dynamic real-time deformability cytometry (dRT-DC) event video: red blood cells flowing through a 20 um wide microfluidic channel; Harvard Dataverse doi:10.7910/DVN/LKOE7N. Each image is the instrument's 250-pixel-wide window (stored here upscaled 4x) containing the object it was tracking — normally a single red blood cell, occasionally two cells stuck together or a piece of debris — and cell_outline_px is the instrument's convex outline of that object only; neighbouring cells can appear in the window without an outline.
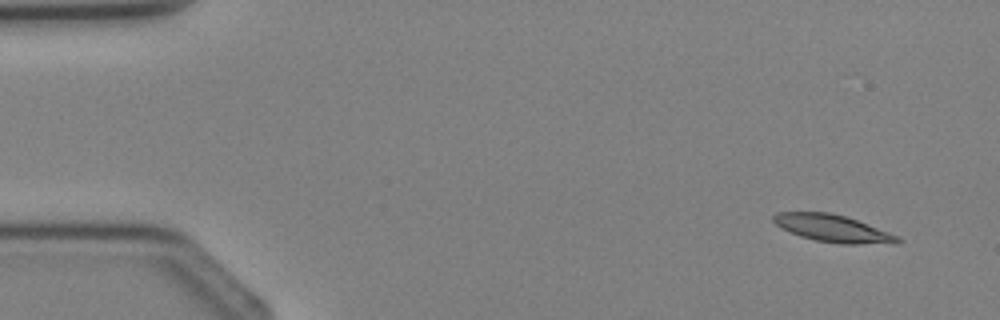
{"species": "Egyptian fruit bat (a non-hibernating species)", "species_latin": "Rousettus aegyptiacus", "temperature_condition": "cold", "stored_images_in_passage": 3, "camera_frame_rate_fps": 3000, "um_per_image_px": 0.085, "animal": {"sex": "female"}, "frame": {"image": 1, "passage_image": 1, "time_ms": 0.0, "image_size_px": [1000, 320], "cell_outline_px": [[904, 240], [896, 244], [840, 244], [816, 240], [800, 236], [776, 224], [772, 220], [772, 216], [776, 212], [828, 212], [844, 216], [856, 220], [896, 236]], "centroid_in_image_um": [70.78, 19.42], "position_along_channel_um": 14.2, "area_um2": 19.36}}